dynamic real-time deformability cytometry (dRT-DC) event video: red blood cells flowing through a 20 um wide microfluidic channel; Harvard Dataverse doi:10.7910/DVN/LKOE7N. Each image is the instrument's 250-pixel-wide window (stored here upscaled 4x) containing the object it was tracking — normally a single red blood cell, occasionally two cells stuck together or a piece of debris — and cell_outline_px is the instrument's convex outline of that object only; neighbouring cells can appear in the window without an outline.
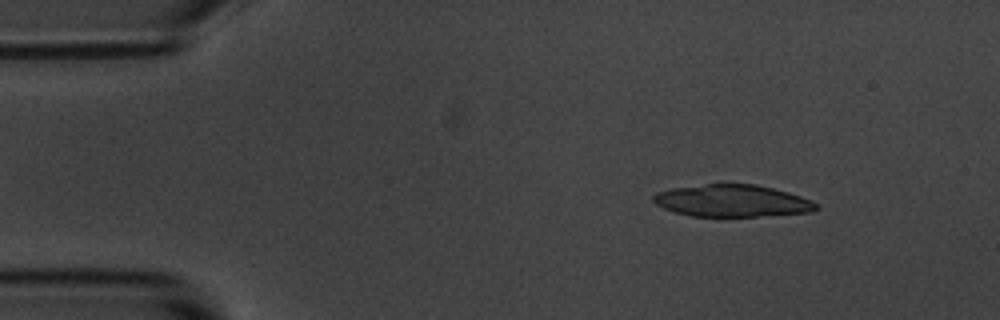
{"species": "common noctule bat (a hibernating species)", "species_latin": "Nyctalus noctula", "temperature_condition": "room temperature", "stored_images_in_passage": 33, "camera_frame_rate_fps": 3000, "um_per_image_px": 0.085, "animal": {"sex": "male", "body_mass_g": 20.1, "forearm_length_mm": 53.5}, "frame": {"image": 1, "passage_image": 2, "time_ms": 0.333, "image_size_px": [1000, 320], "cell_outline_px": [[820, 208], [812, 212], [756, 216], [692, 216], [676, 212], [664, 208], [656, 204], [652, 200], [652, 196], [656, 192], [672, 188], [704, 184], [756, 184], [788, 192], [800, 196], [816, 204]], "centroid_in_image_um": [62.21, 17.06], "position_along_channel_um": 22.8, "area_um2": 30.23}}
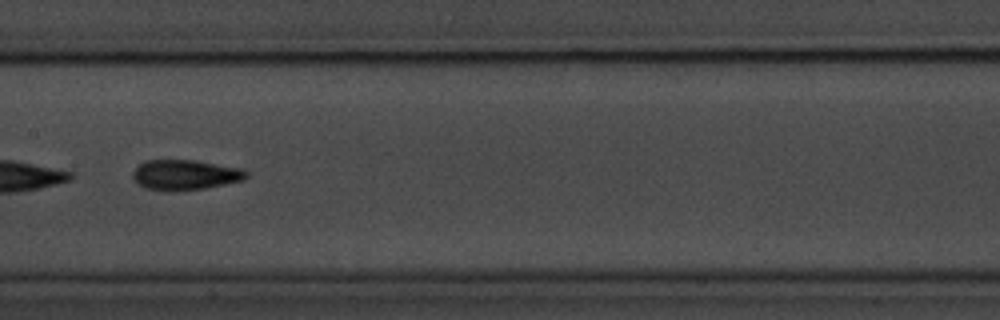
{"frame": {"image": 2, "passage_image": 22, "time_ms": 7.0, "image_size_px": [1000, 320], "cell_outline_px": [[248, 176], [244, 180], [204, 188], [172, 192], [164, 192], [144, 188], [132, 176], [132, 172], [144, 160], [196, 160], [244, 168], [248, 172]], "centroid_in_image_um": [15.76, 14.86], "position_along_channel_um": 191.6, "area_um2": 20.29}}